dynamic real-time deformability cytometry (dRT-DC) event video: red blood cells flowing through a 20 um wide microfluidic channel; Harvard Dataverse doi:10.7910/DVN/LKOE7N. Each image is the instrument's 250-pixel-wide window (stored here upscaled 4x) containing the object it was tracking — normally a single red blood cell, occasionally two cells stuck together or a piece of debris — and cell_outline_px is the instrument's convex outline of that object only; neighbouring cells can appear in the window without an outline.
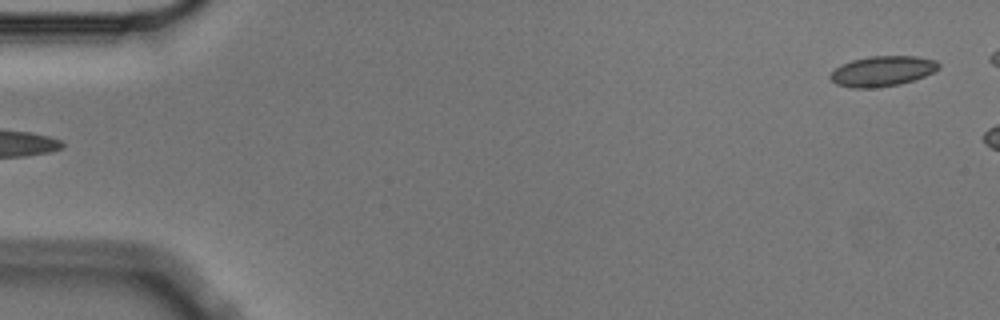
{"species": "Egyptian fruit bat (a non-hibernating species)", "species_latin": "Rousettus aegyptiacus", "temperature_condition": "cold", "stored_images_in_passage": 5, "segment_of_instrument_passage": [2, 2], "camera_frame_rate_fps": 3000, "um_per_image_px": 0.085, "animal": {"sex": "male"}, "frame": {"image": 1, "passage_image": 5, "time_ms": 1.333, "image_size_px": [1000, 320], "cell_outline_px": [[940, 68], [924, 76], [900, 84], [876, 88], [852, 88], [836, 84], [828, 76], [840, 64], [852, 60], [868, 56], [916, 56], [936, 60], [940, 64]], "centroid_in_image_um": [74.99, 6.04], "position_along_channel_um": 10.0, "area_um2": 19.19}}